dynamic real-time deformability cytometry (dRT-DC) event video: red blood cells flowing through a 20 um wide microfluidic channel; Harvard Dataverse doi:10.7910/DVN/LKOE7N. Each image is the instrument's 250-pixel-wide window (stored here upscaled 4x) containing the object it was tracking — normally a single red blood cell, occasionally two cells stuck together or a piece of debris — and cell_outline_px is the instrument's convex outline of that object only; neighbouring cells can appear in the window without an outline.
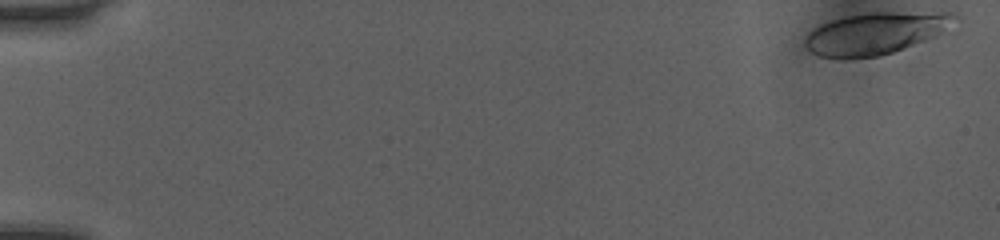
{"species": "human", "species_latin": "Homo sapiens", "temperature_condition": "room temperature", "stored_images_in_passage": 12, "camera_frame_rate_fps": 3000, "um_per_image_px": 0.085, "donor": {"sex": "female"}, "frame": {"image": 1, "passage_image": 1, "time_ms": 0.0, "image_size_px": [1000, 240], "cell_outline_px": [[960, 16], [936, 36], [904, 48], [880, 56], [844, 60], [840, 60], [820, 56], [812, 52], [804, 44], [804, 40], [808, 32], [832, 20], [848, 16], [872, 12], [952, 12]], "centroid_in_image_um": [74.41, 2.85], "position_along_channel_um": 10.6, "area_um2": 36.53}}